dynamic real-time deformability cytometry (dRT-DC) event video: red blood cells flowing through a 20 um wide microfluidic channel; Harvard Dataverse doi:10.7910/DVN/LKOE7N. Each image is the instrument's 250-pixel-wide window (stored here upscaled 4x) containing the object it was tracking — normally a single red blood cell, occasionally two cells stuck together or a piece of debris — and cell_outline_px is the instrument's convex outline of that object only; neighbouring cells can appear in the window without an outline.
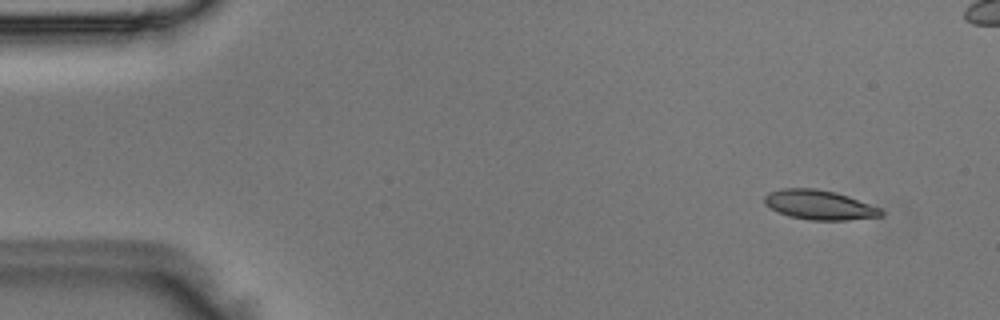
{"species": "Egyptian fruit bat (a non-hibernating species)", "species_latin": "Rousettus aegyptiacus", "temperature_condition": "room temperature", "stored_images_in_passage": 4, "camera_frame_rate_fps": 3000, "um_per_image_px": 0.085, "animal": {"sex": "male"}, "frame": {"image": 1, "passage_image": 1, "time_ms": 0.0, "image_size_px": [1000, 320], "cell_outline_px": [[884, 216], [848, 220], [812, 220], [788, 216], [776, 212], [764, 204], [764, 196], [768, 192], [784, 188], [816, 188], [836, 192], [848, 196], [880, 208], [884, 212]], "centroid_in_image_um": [69.62, 17.42], "position_along_channel_um": 15.4, "area_um2": 20.23}}